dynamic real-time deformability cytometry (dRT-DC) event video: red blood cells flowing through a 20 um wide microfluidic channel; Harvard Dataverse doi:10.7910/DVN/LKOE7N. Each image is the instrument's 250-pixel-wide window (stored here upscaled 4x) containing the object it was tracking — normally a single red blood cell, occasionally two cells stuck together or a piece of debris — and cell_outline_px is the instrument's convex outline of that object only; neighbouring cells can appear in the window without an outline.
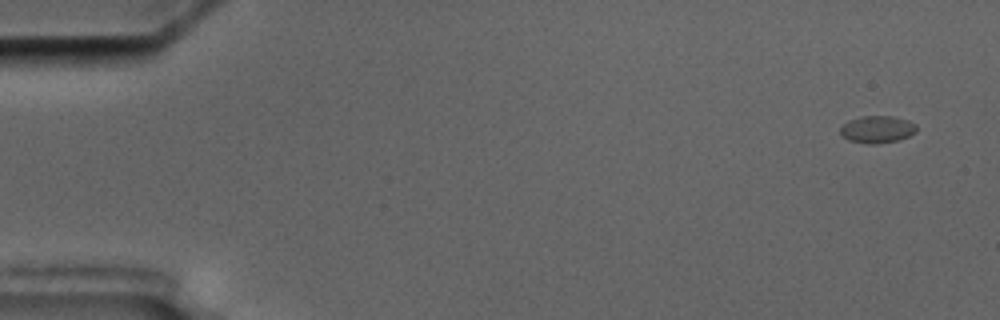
{"species": "common noctule bat (a hibernating species)", "species_latin": "Nyctalus noctula", "temperature_condition": "cold", "stored_images_in_passage": 10, "camera_frame_rate_fps": 3000, "um_per_image_px": 0.085, "animal": {"sex": "male", "body_mass_g": 17.5, "forearm_length_mm": 52.3}, "frame": {"image": 1, "passage_image": 1, "time_ms": 0.0, "image_size_px": [1000, 320], "cell_outline_px": [[916, 132], [908, 136], [896, 140], [876, 144], [868, 144], [848, 140], [840, 132], [840, 124], [848, 120], [860, 116], [892, 116], [908, 120], [916, 124]], "centroid_in_image_um": [74.53, 10.98], "position_along_channel_um": 10.5, "area_um2": 12.14}}
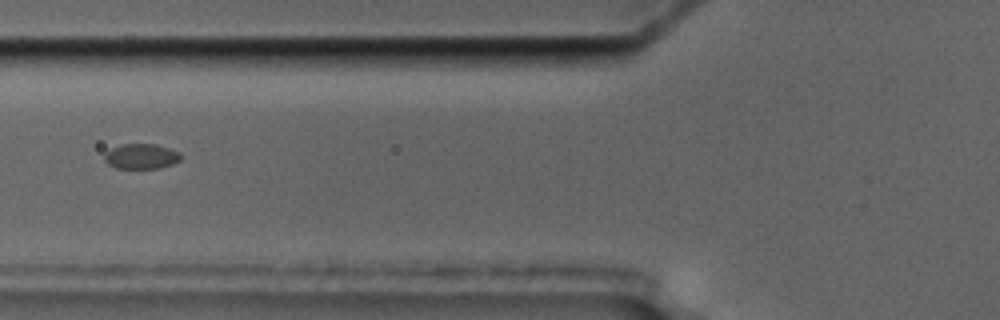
{"frame": {"image": 2, "passage_image": 6, "time_ms": 6.667, "image_size_px": [1000, 320], "cell_outline_px": [[180, 160], [172, 164], [160, 168], [116, 168], [108, 164], [104, 160], [104, 152], [120, 144], [156, 144], [180, 152]], "centroid_in_image_um": [11.98, 13.28], "position_along_channel_um": 113.8, "area_um2": 11.21}}
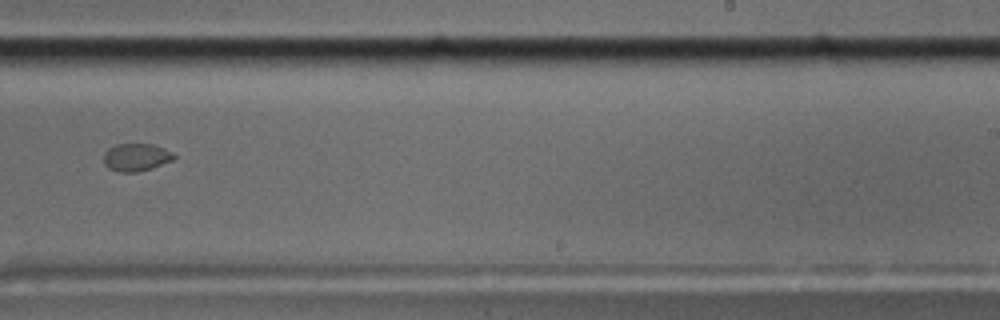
{"frame": {"image": 3, "passage_image": 10, "time_ms": 11.333, "image_size_px": [1000, 320], "cell_outline_px": [[176, 156], [172, 160], [152, 168], [136, 172], [120, 172], [108, 168], [104, 164], [104, 152], [108, 148], [116, 144], [152, 144], [164, 148], [172, 152]], "centroid_in_image_um": [11.56, 13.36], "position_along_channel_um": 277.4, "area_um2": 11.33}}